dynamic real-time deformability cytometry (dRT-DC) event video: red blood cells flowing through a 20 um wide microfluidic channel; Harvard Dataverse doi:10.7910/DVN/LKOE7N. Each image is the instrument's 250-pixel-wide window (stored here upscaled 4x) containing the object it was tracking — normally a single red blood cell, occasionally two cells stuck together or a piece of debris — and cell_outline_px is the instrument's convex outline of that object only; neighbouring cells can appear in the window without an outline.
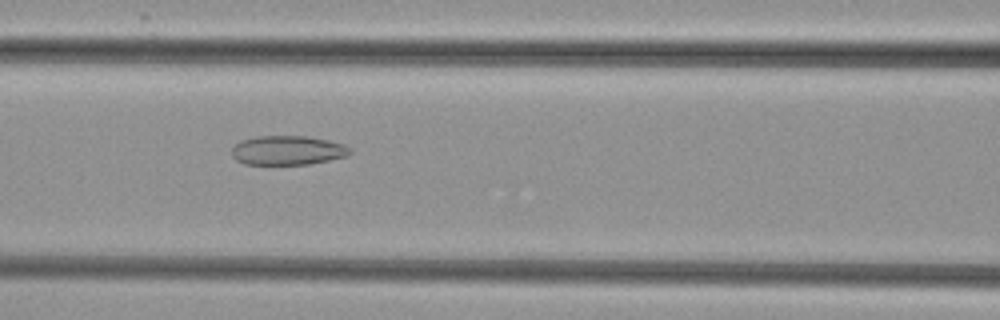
{"species": "common noctule bat (a hibernating species)", "species_latin": "Nyctalus noctula", "temperature_condition": "cold", "stored_images_in_passage": 33, "camera_frame_rate_fps": 3000, "um_per_image_px": 0.085, "animal": {"sex": "female", "body_mass_g": 29.2, "forearm_length_mm": 56.3}, "frame": {"image": 1, "passage_image": 7, "time_ms": 2.0, "image_size_px": [1000, 320], "cell_outline_px": [[352, 152], [348, 156], [308, 164], [244, 164], [236, 160], [232, 156], [232, 148], [240, 140], [256, 136], [308, 136], [328, 140], [344, 144], [352, 148]], "centroid_in_image_um": [24.46, 12.77], "position_along_channel_um": 142.1, "area_um2": 20.29}}
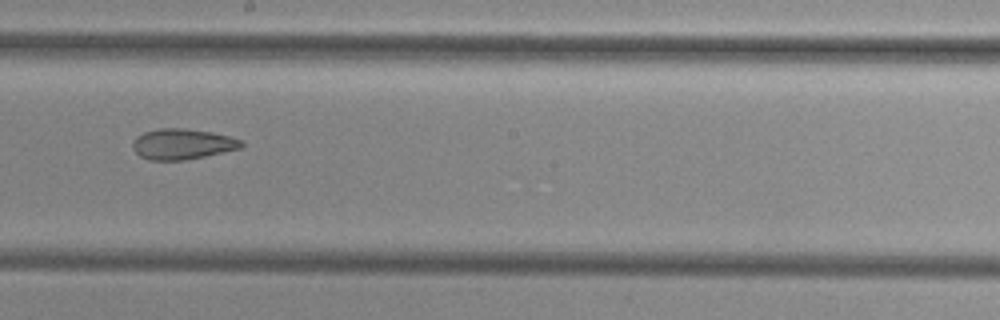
{"frame": {"image": 2, "passage_image": 14, "time_ms": 4.333, "image_size_px": [1000, 320], "cell_outline_px": [[244, 148], [184, 160], [148, 160], [140, 156], [132, 148], [132, 144], [136, 136], [144, 132], [160, 128], [188, 128], [212, 132], [244, 140]], "centroid_in_image_um": [15.53, 12.24], "position_along_channel_um": 232.7, "area_um2": 19.59}}
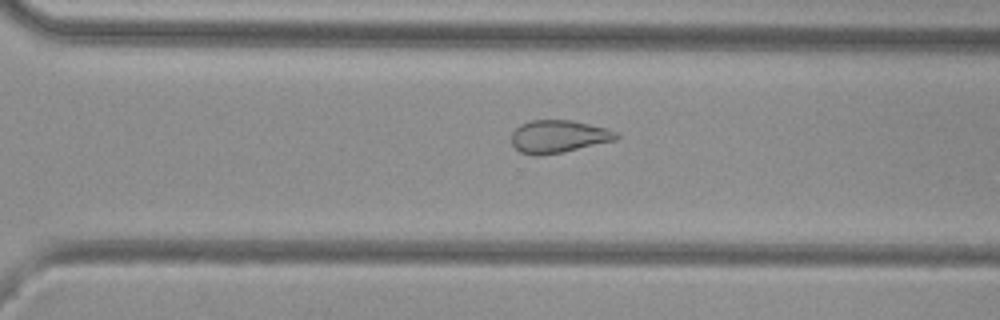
{"frame": {"image": 3, "passage_image": 21, "time_ms": 6.667, "image_size_px": [1000, 320], "cell_outline_px": [[620, 136], [616, 140], [560, 152], [536, 156], [520, 152], [512, 144], [512, 132], [520, 124], [532, 120], [572, 120], [608, 128], [616, 132]], "centroid_in_image_um": [47.47, 11.59], "position_along_channel_um": 323.1, "area_um2": 19.83}}